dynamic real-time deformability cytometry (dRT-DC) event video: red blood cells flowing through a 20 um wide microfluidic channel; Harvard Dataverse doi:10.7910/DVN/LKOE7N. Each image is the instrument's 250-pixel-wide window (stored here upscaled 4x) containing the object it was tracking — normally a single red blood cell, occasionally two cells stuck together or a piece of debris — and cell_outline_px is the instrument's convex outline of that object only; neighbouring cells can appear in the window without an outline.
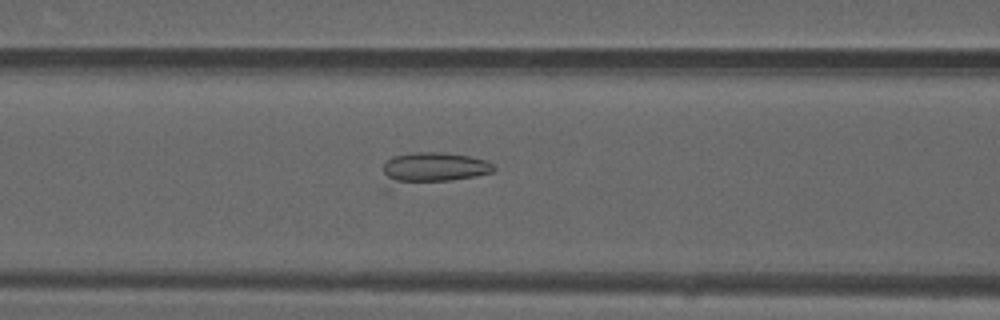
{"species": "common noctule bat (a hibernating species)", "species_latin": "Nyctalus noctula", "temperature_condition": "warm", "stored_images_in_passage": 35, "camera_frame_rate_fps": 3000, "um_per_image_px": 0.085, "animal": {"sex": "male", "forearm_length_mm": 52.5}, "frame": {"image": 1, "passage_image": 13, "time_ms": 4.0, "image_size_px": [1000, 320], "cell_outline_px": [[496, 168], [492, 172], [476, 176], [384, 192], [384, 164], [392, 156], [412, 152], [444, 152], [472, 156], [488, 160]], "centroid_in_image_um": [36.65, 14.37], "position_along_channel_um": 130.0, "area_um2": 21.79}}
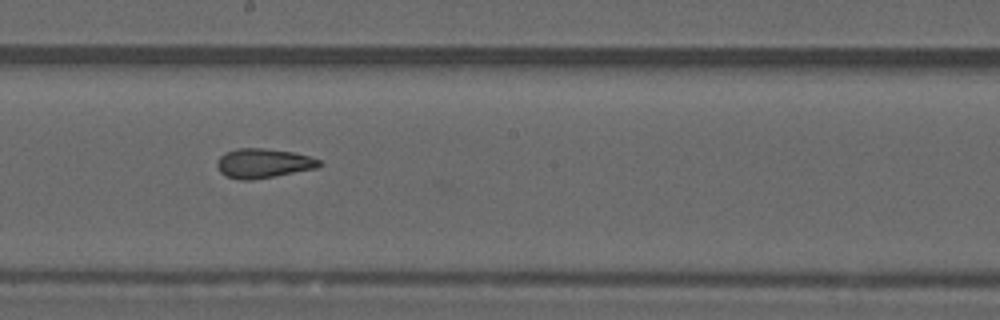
{"frame": {"image": 2, "passage_image": 20, "time_ms": 6.333, "image_size_px": [1000, 320], "cell_outline_px": [[324, 164], [316, 168], [276, 176], [252, 180], [240, 180], [224, 176], [220, 172], [216, 164], [216, 160], [220, 156], [236, 148], [264, 148], [292, 152], [312, 156], [320, 160]], "centroid_in_image_um": [22.39, 13.88], "position_along_channel_um": 225.8, "area_um2": 17.74}}
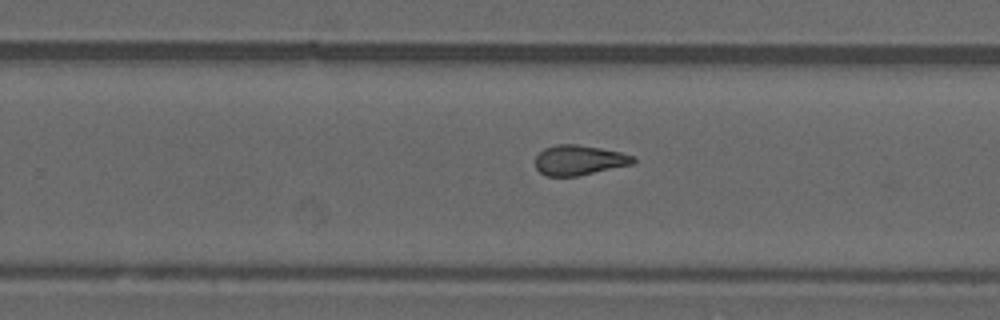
{"frame": {"image": 3, "passage_image": 24, "time_ms": 7.667, "image_size_px": [1000, 320], "cell_outline_px": [[636, 160], [632, 164], [576, 176], [548, 176], [540, 172], [536, 168], [536, 156], [544, 148], [556, 144], [576, 144], [600, 148], [620, 152], [636, 156]], "centroid_in_image_um": [49.22, 13.6], "position_along_channel_um": 280.6, "area_um2": 16.99}}